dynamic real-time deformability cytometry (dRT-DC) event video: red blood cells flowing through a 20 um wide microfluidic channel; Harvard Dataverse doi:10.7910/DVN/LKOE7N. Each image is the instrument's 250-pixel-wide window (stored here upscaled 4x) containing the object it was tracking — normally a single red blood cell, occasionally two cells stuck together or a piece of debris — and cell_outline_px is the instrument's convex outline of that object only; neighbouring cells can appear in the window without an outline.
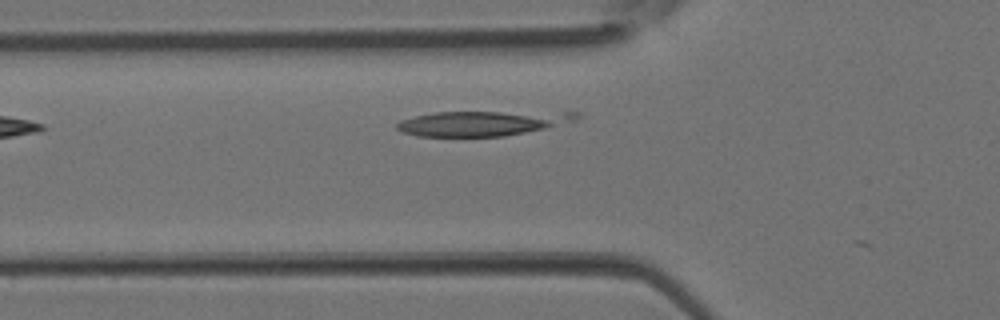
{"species": "Egyptian fruit bat (a non-hibernating species)", "species_latin": "Rousettus aegyptiacus", "temperature_condition": "room temperature", "stored_images_in_passage": 2, "camera_frame_rate_fps": 3000, "um_per_image_px": 0.085, "animal": {"sex": "female"}, "frame": {"image": 1, "passage_image": 2, "time_ms": 0.333, "image_size_px": [1000, 320], "cell_outline_px": [[580, 116], [576, 120], [544, 128], [504, 136], [420, 136], [404, 132], [396, 128], [396, 124], [400, 120], [432, 112], [568, 108], [580, 112]], "centroid_in_image_um": [41.26, 10.38], "position_along_channel_um": 84.5, "area_um2": 27.8}}